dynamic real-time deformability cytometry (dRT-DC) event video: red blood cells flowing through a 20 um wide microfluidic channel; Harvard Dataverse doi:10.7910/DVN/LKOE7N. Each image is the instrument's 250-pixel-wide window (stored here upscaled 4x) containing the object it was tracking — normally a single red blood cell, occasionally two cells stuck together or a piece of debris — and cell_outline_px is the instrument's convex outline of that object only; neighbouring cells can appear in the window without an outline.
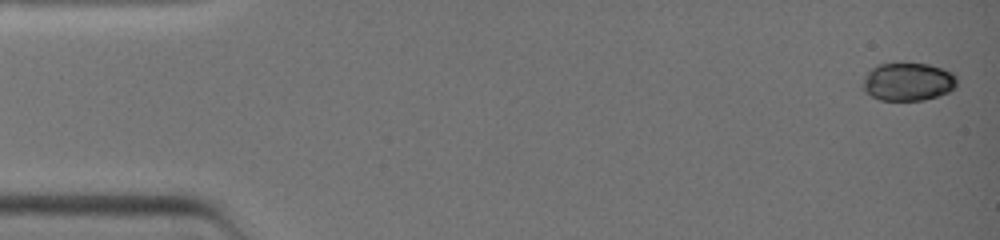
{"species": "common noctule bat (a hibernating species)", "species_latin": "Nyctalus noctula", "temperature_condition": "warm", "stored_images_in_passage": 6, "camera_frame_rate_fps": 3000, "um_per_image_px": 0.085, "animal": {"sex": "female", "body_mass_g": 19.0, "forearm_length_mm": 51.5}, "frame": {"image": 1, "passage_image": 1, "time_ms": 0.0, "image_size_px": [1000, 240], "cell_outline_px": [[956, 84], [948, 92], [924, 100], [880, 100], [872, 96], [860, 84], [864, 76], [876, 64], [896, 60], [928, 64], [952, 72], [956, 76]], "centroid_in_image_um": [77.12, 6.89], "position_along_channel_um": 7.9, "area_um2": 21.39}}
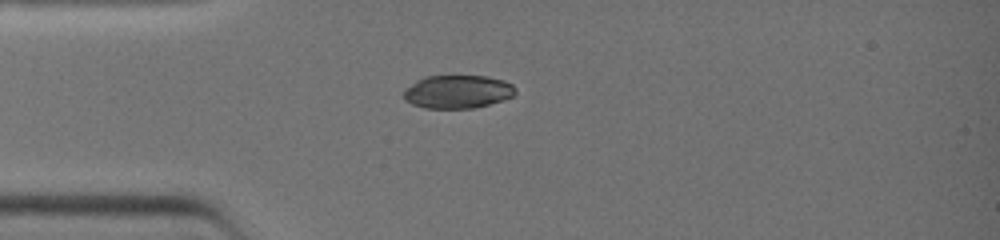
{"frame": {"image": 2, "passage_image": 4, "time_ms": 3.333, "image_size_px": [1000, 240], "cell_outline_px": [[516, 92], [512, 96], [504, 100], [476, 108], [424, 108], [412, 104], [404, 100], [404, 92], [416, 80], [424, 76], [488, 76], [504, 80], [512, 84], [516, 88]], "centroid_in_image_um": [38.93, 7.8], "position_along_channel_um": 46.1, "area_um2": 21.73}}
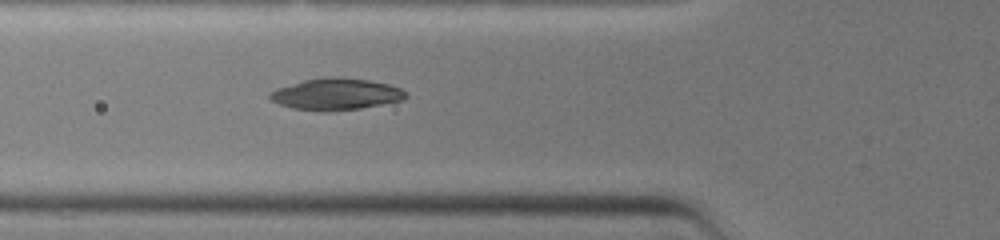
{"frame": {"image": 3, "passage_image": 6, "time_ms": 4.667, "image_size_px": [1000, 240], "cell_outline_px": [[408, 96], [404, 100], [360, 108], [328, 112], [320, 112], [292, 108], [280, 104], [272, 100], [268, 96], [276, 88], [304, 80], [328, 76], [340, 76], [368, 80], [388, 84], [400, 88], [408, 92]], "centroid_in_image_um": [28.59, 8.0], "position_along_channel_um": 97.2, "area_um2": 25.26}}